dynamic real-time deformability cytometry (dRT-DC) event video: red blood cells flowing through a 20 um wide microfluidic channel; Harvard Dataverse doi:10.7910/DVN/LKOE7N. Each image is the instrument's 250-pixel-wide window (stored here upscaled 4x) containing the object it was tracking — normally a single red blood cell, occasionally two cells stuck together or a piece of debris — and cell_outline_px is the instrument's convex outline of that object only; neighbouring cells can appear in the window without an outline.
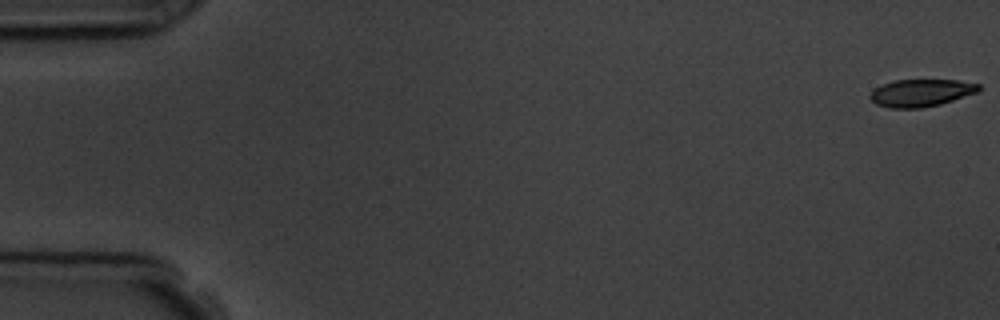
{"species": "common noctule bat (a hibernating species)", "species_latin": "Nyctalus noctula", "temperature_condition": "room temperature", "stored_images_in_passage": 8, "camera_frame_rate_fps": 3000, "um_per_image_px": 0.085, "animal": {"sex": "male", "body_mass_g": 19.5, "forearm_length_mm": 54.6}, "frame": {"image": 1, "passage_image": 1, "time_ms": 0.0, "image_size_px": [1000, 320], "cell_outline_px": [[980, 92], [940, 104], [920, 108], [888, 108], [876, 104], [868, 96], [876, 88], [884, 84], [896, 80], [956, 80], [980, 84]], "centroid_in_image_um": [78.32, 7.9], "position_along_channel_um": 6.7, "area_um2": 17.28}}
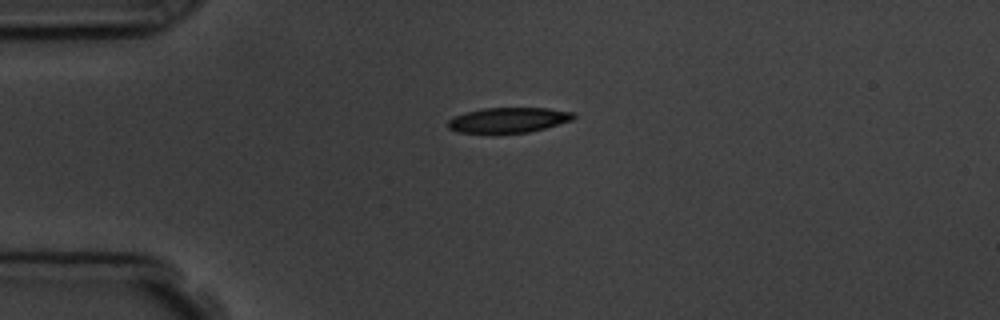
{"frame": {"image": 2, "passage_image": 5, "time_ms": 4.333, "image_size_px": [1000, 320], "cell_outline_px": [[576, 116], [572, 120], [544, 128], [528, 132], [496, 136], [492, 136], [456, 132], [448, 128], [448, 120], [452, 116], [464, 112], [484, 108], [548, 108], [576, 112]], "centroid_in_image_um": [43.14, 10.25], "position_along_channel_um": 41.9, "area_um2": 19.42}}